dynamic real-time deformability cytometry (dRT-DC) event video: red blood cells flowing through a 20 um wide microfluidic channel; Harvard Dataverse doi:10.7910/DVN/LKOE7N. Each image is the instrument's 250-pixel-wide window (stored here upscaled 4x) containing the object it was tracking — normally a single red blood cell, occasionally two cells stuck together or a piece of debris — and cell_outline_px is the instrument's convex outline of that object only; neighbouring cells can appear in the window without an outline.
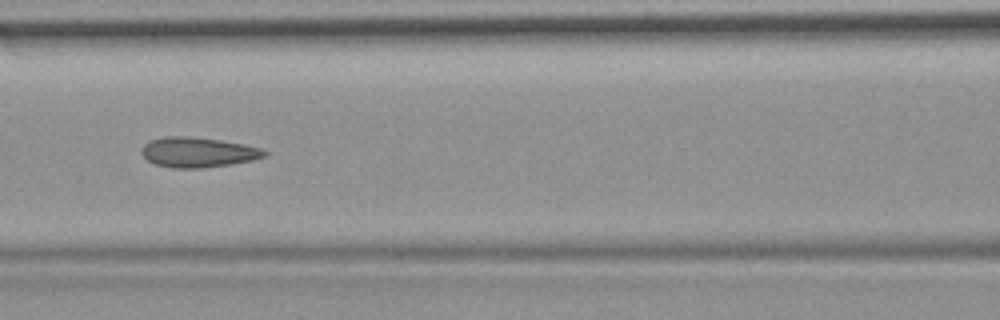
{"species": "common noctule bat (a hibernating species)", "species_latin": "Nyctalus noctula", "temperature_condition": "room temperature", "stored_images_in_passage": 54, "camera_frame_rate_fps": 3000, "um_per_image_px": 0.085, "animal": {"sex": "female", "body_mass_g": 19.9}, "frame": {"image": 1, "passage_image": 24, "time_ms": 7.667, "image_size_px": [1000, 320], "cell_outline_px": [[268, 156], [252, 160], [232, 164], [204, 168], [172, 168], [156, 164], [148, 160], [140, 152], [144, 144], [152, 140], [164, 136], [184, 136], [220, 140], [244, 144], [260, 148], [268, 152]], "centroid_in_image_um": [16.85, 12.95], "position_along_channel_um": 149.8, "area_um2": 21.5}, "authors_computed_cell_mechanics": {"area_um2": 21.5016, "velocity_mm_per_s": 3.7157, "shape_relaxation_time_tau1_ms": null, "shape_relaxation_time_tau2_ms": 2.042, "deformation_change_tau1": null, "deformation_change_tau2": 0.0932}}